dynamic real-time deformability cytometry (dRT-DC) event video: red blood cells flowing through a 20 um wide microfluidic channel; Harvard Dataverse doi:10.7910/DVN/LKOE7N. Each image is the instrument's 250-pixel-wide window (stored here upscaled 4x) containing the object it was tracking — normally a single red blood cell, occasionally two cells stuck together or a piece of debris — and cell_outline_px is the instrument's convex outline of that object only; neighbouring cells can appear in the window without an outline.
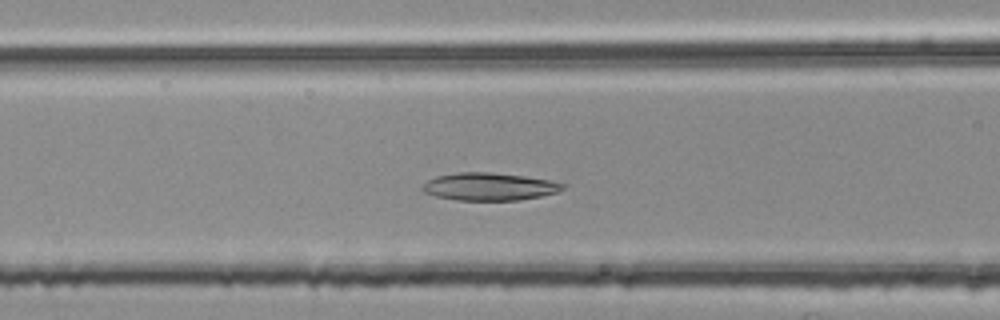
{"species": "common noctule bat (a hibernating species)", "species_latin": "Nyctalus noctula", "temperature_condition": "room temperature", "stored_images_in_passage": 37, "camera_frame_rate_fps": 3000, "um_per_image_px": 0.085, "animal": {"sex": "female", "body_mass_g": 25.1}, "frame": {"image": 1, "passage_image": 9, "time_ms": 2.667, "image_size_px": [1000, 320], "cell_outline_px": [[568, 188], [556, 192], [540, 196], [520, 200], [456, 200], [436, 196], [424, 192], [420, 188], [420, 184], [436, 176], [456, 172], [492, 172], [524, 176], [548, 180], [568, 184]], "centroid_in_image_um": [41.58, 15.85], "position_along_channel_um": 125.0, "area_um2": 22.83}}
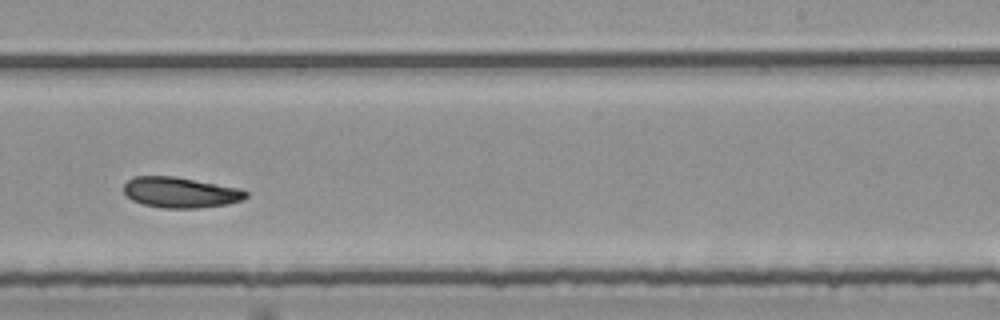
{"frame": {"image": 2, "passage_image": 21, "time_ms": 6.667, "image_size_px": [1000, 320], "cell_outline_px": [[248, 196], [244, 200], [228, 204], [200, 208], [164, 208], [144, 204], [132, 200], [124, 192], [124, 184], [128, 180], [136, 176], [172, 176], [240, 188], [248, 192]], "centroid_in_image_um": [15.37, 16.36], "position_along_channel_um": 273.6, "area_um2": 21.73}}
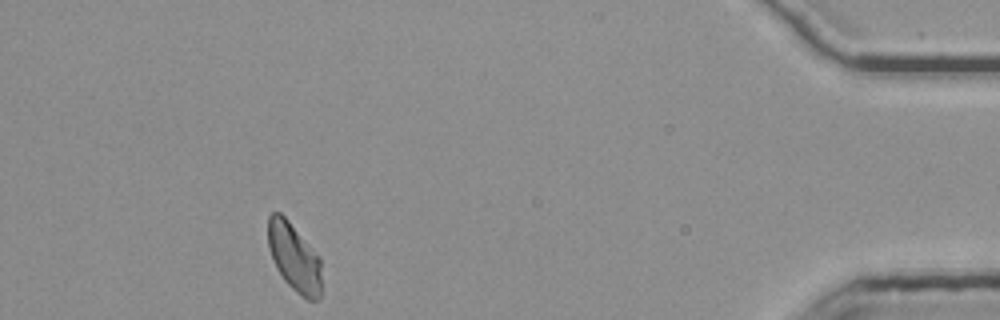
{"frame": {"image": 3, "passage_image": 37, "time_ms": 12.0, "image_size_px": [1000, 320], "cell_outline_px": [[320, 296], [316, 300], [308, 300], [296, 292], [284, 280], [276, 268], [272, 260], [268, 248], [268, 216], [272, 212], [280, 212], [288, 220], [320, 256]], "centroid_in_image_um": [24.98, 21.85], "position_along_channel_um": 410.2, "area_um2": 21.27}, "authors_computed_cell_mechanics": {"area_um2": 21.964, "velocity_mm_per_s": 3.7329, "shape_relaxation_time_tau1_ms": 9.3186, "shape_relaxation_time_tau2_ms": null, "deformation_change_tau1": 0.1657, "deformation_change_tau2": null}}